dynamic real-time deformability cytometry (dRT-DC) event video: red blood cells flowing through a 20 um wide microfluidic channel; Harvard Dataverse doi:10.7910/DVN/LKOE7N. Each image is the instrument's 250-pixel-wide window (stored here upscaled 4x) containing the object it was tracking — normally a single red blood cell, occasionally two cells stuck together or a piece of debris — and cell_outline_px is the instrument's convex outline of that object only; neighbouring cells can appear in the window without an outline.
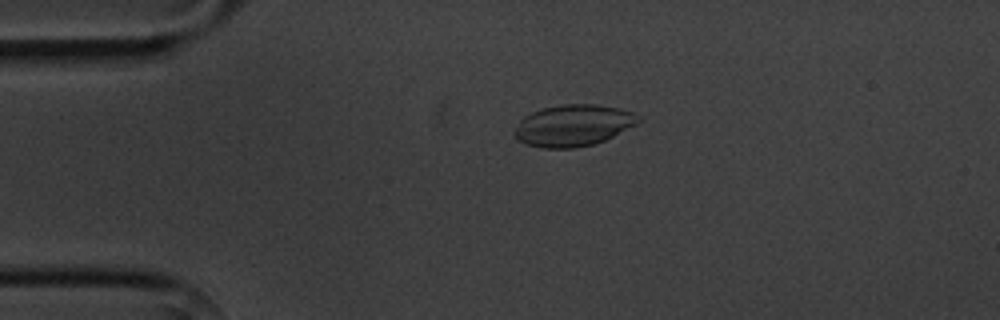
{"species": "common noctule bat (a hibernating species)", "species_latin": "Nyctalus noctula", "temperature_condition": "cold", "stored_images_in_passage": 5, "camera_frame_rate_fps": 3000, "um_per_image_px": 0.085, "animal": {"sex": "male", "body_mass_g": 20.1, "forearm_length_mm": 53.5}, "frame": {"image": 1, "passage_image": 4, "time_ms": 3.333, "image_size_px": [1000, 320], "cell_outline_px": [[640, 120], [636, 124], [604, 140], [592, 144], [576, 148], [544, 148], [524, 144], [516, 140], [512, 132], [520, 120], [524, 116], [532, 112], [544, 108], [564, 104], [596, 104], [620, 108], [632, 112], [640, 116]], "centroid_in_image_um": [48.68, 10.66], "position_along_channel_um": 36.3, "area_um2": 30.0}}